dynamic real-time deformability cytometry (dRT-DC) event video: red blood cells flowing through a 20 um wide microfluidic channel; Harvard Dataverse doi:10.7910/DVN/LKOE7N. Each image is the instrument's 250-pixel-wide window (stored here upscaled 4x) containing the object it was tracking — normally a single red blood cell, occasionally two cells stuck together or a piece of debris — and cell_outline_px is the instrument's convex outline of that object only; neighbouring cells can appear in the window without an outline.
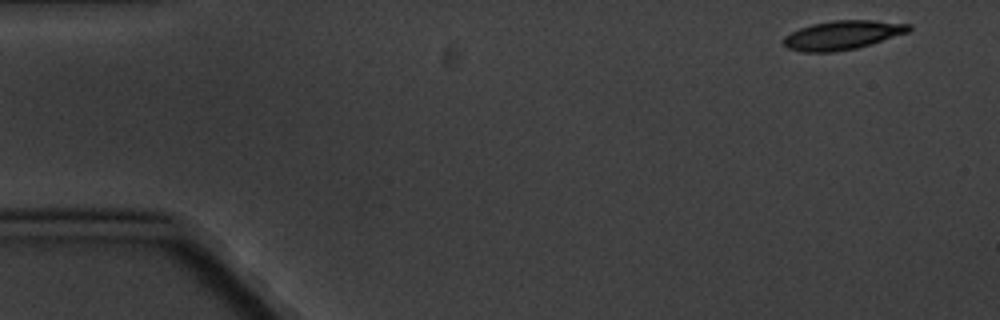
{"species": "common noctule bat (a hibernating species)", "species_latin": "Nyctalus noctula", "temperature_condition": "cold", "stored_images_in_passage": 2, "camera_frame_rate_fps": 3000, "um_per_image_px": 0.085, "animal": {"sex": "male", "body_mass_g": 20.1, "forearm_length_mm": 53.5}, "frame": {"image": 1, "passage_image": 1, "time_ms": 0.0, "image_size_px": [1000, 320], "cell_outline_px": [[912, 28], [908, 32], [856, 48], [832, 52], [800, 52], [788, 48], [780, 40], [784, 36], [800, 28], [812, 24], [832, 20], [872, 20], [912, 24]], "centroid_in_image_um": [71.57, 2.98], "position_along_channel_um": 13.4, "area_um2": 21.1}}